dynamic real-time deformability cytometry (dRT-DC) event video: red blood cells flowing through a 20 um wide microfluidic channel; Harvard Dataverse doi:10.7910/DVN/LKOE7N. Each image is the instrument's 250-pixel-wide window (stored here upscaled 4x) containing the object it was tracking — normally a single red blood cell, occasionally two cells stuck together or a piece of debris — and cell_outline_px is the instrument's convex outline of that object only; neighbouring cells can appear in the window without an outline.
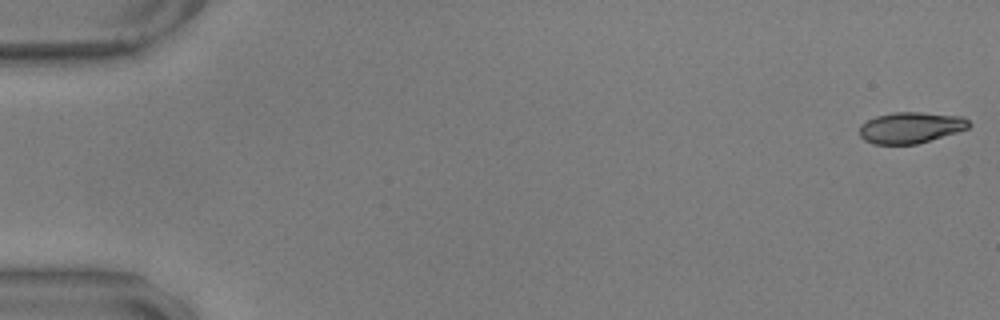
{"species": "common noctule bat (a hibernating species)", "species_latin": "Nyctalus noctula", "temperature_condition": "warm", "stored_images_in_passage": 57, "camera_frame_rate_fps": 3000, "um_per_image_px": 0.085, "animal": {"sex": "male", "body_mass_g": 17.9, "forearm_length_mm": 54.2}, "frame": {"image": 1, "passage_image": 1, "time_ms": 0.0, "image_size_px": [1000, 320], "cell_outline_px": [[972, 124], [968, 128], [956, 132], [916, 144], [872, 144], [864, 140], [860, 136], [860, 124], [876, 116], [896, 112], [920, 112], [964, 116]], "centroid_in_image_um": [77.41, 10.84], "position_along_channel_um": 7.6, "area_um2": 19.83}}
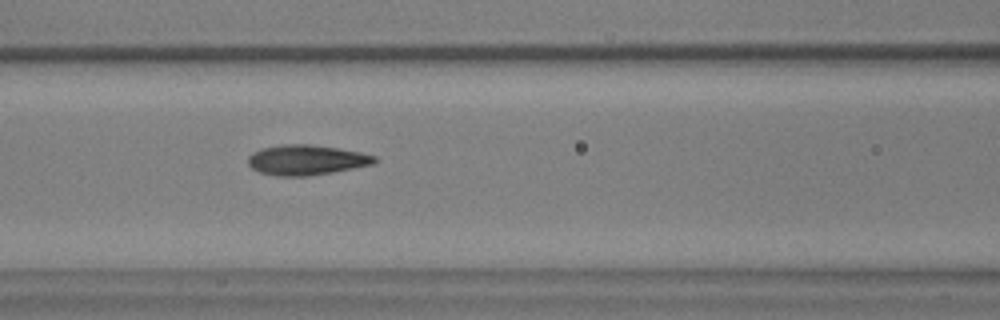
{"frame": {"image": 2, "passage_image": 25, "time_ms": 8.0, "image_size_px": [1000, 320], "cell_outline_px": [[376, 160], [372, 164], [332, 172], [308, 176], [276, 176], [260, 172], [252, 168], [248, 164], [248, 156], [252, 152], [260, 148], [284, 144], [312, 144], [360, 152], [376, 156]], "centroid_in_image_um": [25.99, 13.59], "position_along_channel_um": 140.6, "area_um2": 22.14}}
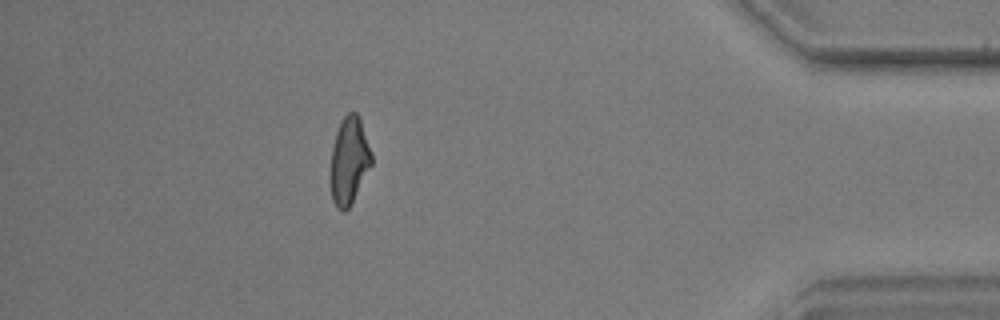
{"frame": {"image": 3, "passage_image": 51, "time_ms": 16.667, "image_size_px": [1000, 320], "cell_outline_px": [[372, 164], [352, 204], [344, 212], [336, 208], [332, 200], [332, 148], [336, 132], [344, 116], [348, 112], [356, 112], [360, 116], [372, 152]], "centroid_in_image_um": [29.72, 13.65], "position_along_channel_um": 405.5, "area_um2": 20.75}, "authors_computed_cell_mechanics": {"area_um2": 21.386, "velocity_mm_per_s": 3.5512, "shape_relaxation_time_tau1_ms": 3.9545, "shape_relaxation_time_tau2_ms": 1.4954, "deformation_change_tau1": 0.1503, "deformation_change_tau2": 0.0882}}